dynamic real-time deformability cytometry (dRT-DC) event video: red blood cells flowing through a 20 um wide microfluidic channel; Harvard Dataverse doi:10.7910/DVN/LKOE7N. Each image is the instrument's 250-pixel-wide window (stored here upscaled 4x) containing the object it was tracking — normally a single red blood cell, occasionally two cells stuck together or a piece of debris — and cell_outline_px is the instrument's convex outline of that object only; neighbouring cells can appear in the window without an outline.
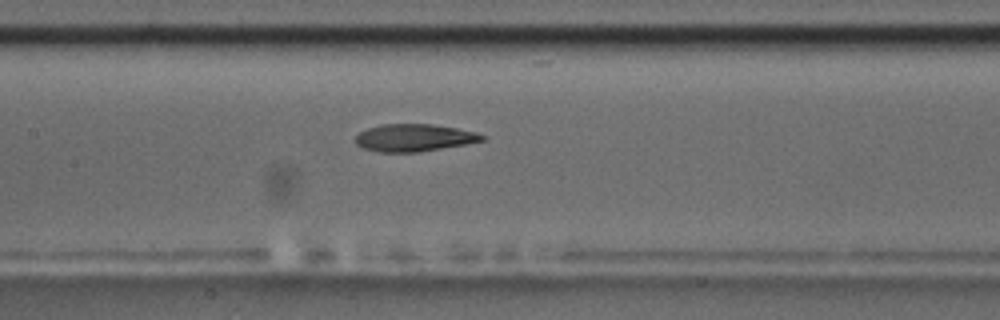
{"species": "common noctule bat (a hibernating species)", "species_latin": "Nyctalus noctula", "temperature_condition": "room temperature", "stored_images_in_passage": 50, "camera_frame_rate_fps": 3000, "um_per_image_px": 0.085, "animal": {"sex": "male", "body_mass_g": 17.5, "forearm_length_mm": 52.3}, "frame": {"image": 1, "passage_image": 22, "time_ms": 7.0, "image_size_px": [1000, 320], "cell_outline_px": [[488, 136], [484, 140], [464, 144], [416, 152], [380, 152], [364, 148], [356, 144], [352, 140], [360, 132], [368, 128], [380, 124], [432, 124], [456, 128], [476, 132]], "centroid_in_image_um": [35.17, 11.7], "position_along_channel_um": 172.2, "area_um2": 20.11}}
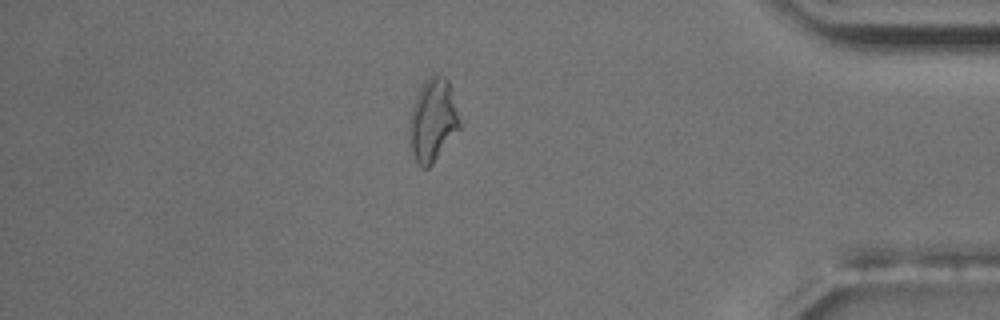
{"frame": {"image": 2, "passage_image": 43, "time_ms": 14.0, "image_size_px": [1000, 320], "cell_outline_px": [[460, 128], [432, 164], [428, 168], [420, 168], [412, 152], [408, 132], [408, 124], [412, 108], [416, 96], [424, 80], [432, 72], [436, 72], [444, 76], [448, 80], [460, 124]], "centroid_in_image_um": [36.75, 10.19], "position_along_channel_um": 398.4, "area_um2": 24.16}, "authors_computed_cell_mechanics": {"area_um2": 20.6346, "velocity_mm_per_s": 3.7145, "shape_relaxation_time_tau1_ms": 8.815, "shape_relaxation_time_tau2_ms": 10.5454, "deformation_change_tau1": 0.2443, "deformation_change_tau2": 0.199}}